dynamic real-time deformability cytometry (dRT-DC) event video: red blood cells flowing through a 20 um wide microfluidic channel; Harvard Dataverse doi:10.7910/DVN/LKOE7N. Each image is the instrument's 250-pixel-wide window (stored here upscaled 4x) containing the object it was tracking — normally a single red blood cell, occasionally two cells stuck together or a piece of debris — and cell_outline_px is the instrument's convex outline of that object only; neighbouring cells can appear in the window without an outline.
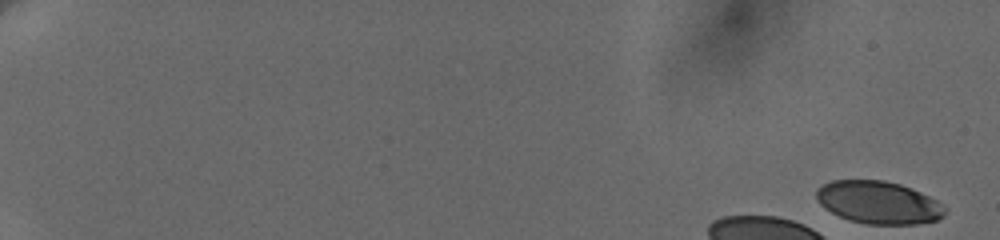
{"species": "human", "species_latin": "Homo sapiens", "temperature_condition": "cold", "stored_images_in_passage": 7, "camera_frame_rate_fps": 3000, "um_per_image_px": 0.085, "donor": {"sex": "female"}, "frame": {"image": 1, "passage_image": 1, "time_ms": 0.0, "image_size_px": [1000, 240], "cell_outline_px": [[948, 208], [944, 216], [936, 220], [916, 224], [864, 224], [848, 220], [832, 212], [820, 204], [816, 200], [816, 188], [832, 180], [884, 180], [900, 184], [912, 188], [944, 204]], "centroid_in_image_um": [74.69, 17.21], "position_along_channel_um": 10.3, "area_um2": 32.14}}